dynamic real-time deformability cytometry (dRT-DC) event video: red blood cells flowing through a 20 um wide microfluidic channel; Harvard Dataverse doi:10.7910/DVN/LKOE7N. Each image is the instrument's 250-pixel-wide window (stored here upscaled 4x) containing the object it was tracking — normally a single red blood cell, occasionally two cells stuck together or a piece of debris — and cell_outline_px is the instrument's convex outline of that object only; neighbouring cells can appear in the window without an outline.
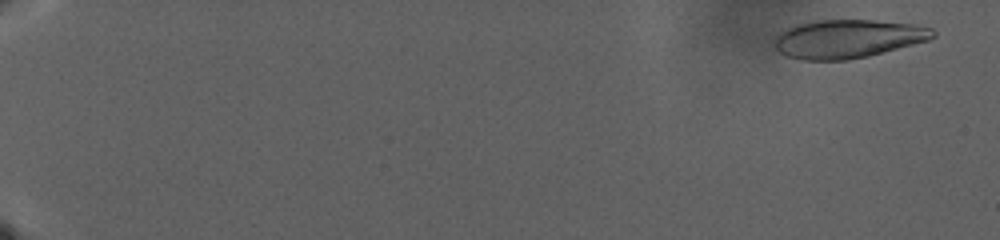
{"species": "human", "species_latin": "Homo sapiens", "temperature_condition": "warm", "stored_images_in_passage": 45, "camera_frame_rate_fps": 3000, "um_per_image_px": 0.085, "donor": {"sex": "male"}, "frame": {"image": 1, "passage_image": 6, "time_ms": 1.667, "image_size_px": [1000, 240], "cell_outline_px": [[936, 36], [928, 40], [868, 56], [848, 60], [800, 60], [784, 56], [772, 44], [772, 40], [776, 32], [792, 24], [812, 20], [876, 20], [916, 24], [932, 28], [936, 32]], "centroid_in_image_um": [71.97, 3.28], "position_along_channel_um": 13.0, "area_um2": 36.3}}
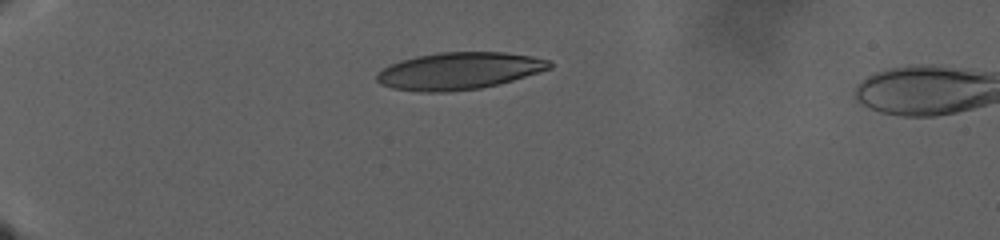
{"frame": {"image": 2, "passage_image": 40, "time_ms": 13.0, "image_size_px": [1000, 240], "cell_outline_px": [[552, 68], [540, 72], [500, 84], [480, 88], [448, 92], [420, 92], [392, 88], [380, 84], [376, 80], [376, 72], [388, 64], [400, 60], [416, 56], [436, 52], [504, 52], [532, 56], [552, 60]], "centroid_in_image_um": [39.0, 6.02], "position_along_channel_um": 46.0, "area_um2": 37.86}}